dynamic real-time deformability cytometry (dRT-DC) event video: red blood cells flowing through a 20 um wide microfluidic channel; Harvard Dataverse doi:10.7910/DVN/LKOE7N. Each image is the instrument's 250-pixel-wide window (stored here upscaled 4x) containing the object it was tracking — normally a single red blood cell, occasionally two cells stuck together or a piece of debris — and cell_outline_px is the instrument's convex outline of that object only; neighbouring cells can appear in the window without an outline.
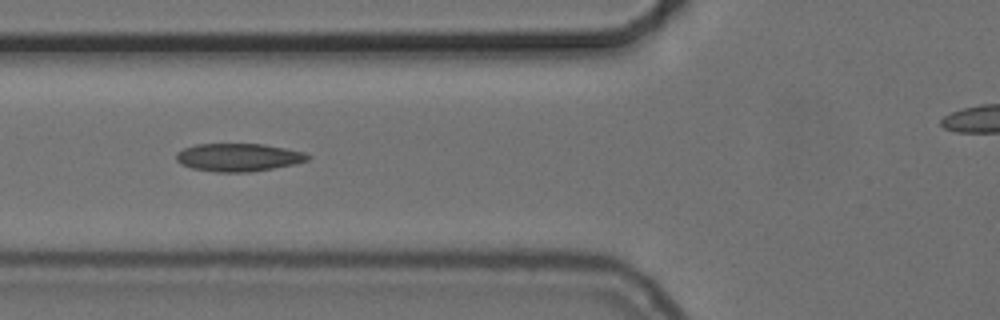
{"species": "common noctule bat (a hibernating species)", "species_latin": "Nyctalus noctula", "temperature_condition": "cold", "stored_images_in_passage": 35, "camera_frame_rate_fps": 3000, "um_per_image_px": 0.085, "animal": {"sex": "female", "body_mass_g": 24.6, "forearm_length_mm": 56.2}, "frame": {"image": 1, "passage_image": 6, "time_ms": 1.667, "image_size_px": [1000, 320], "cell_outline_px": [[312, 156], [308, 160], [292, 164], [252, 172], [216, 172], [192, 168], [180, 164], [176, 160], [176, 152], [184, 148], [196, 144], [264, 144], [304, 152]], "centroid_in_image_um": [20.24, 13.37], "position_along_channel_um": 105.6, "area_um2": 21.39}}
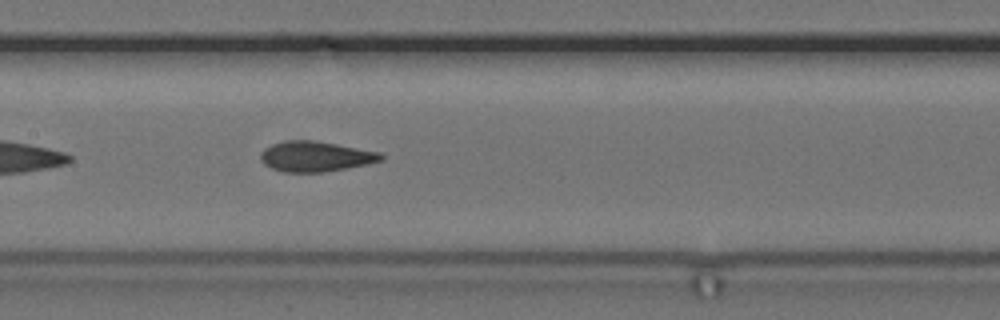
{"frame": {"image": 2, "passage_image": 12, "time_ms": 3.667, "image_size_px": [1000, 320], "cell_outline_px": [[384, 160], [368, 164], [324, 172], [284, 172], [272, 168], [264, 164], [260, 160], [260, 152], [264, 148], [272, 144], [284, 140], [312, 140], [336, 144], [380, 152], [384, 156]], "centroid_in_image_um": [26.81, 13.3], "position_along_channel_um": 180.6, "area_um2": 21.33}}
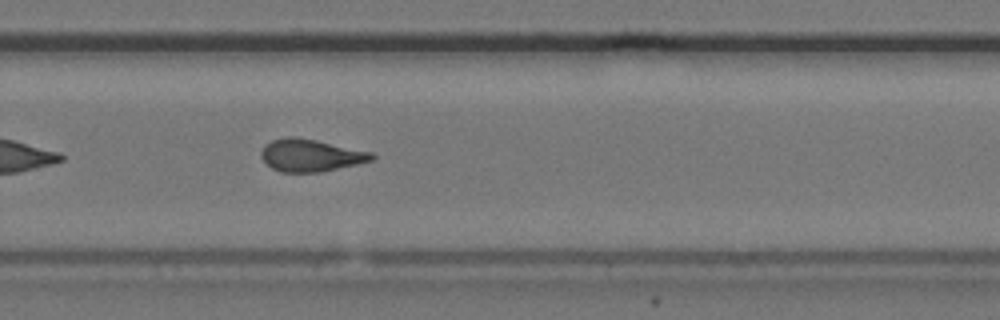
{"frame": {"image": 3, "passage_image": 22, "time_ms": 7.0, "image_size_px": [1000, 320], "cell_outline_px": [[376, 156], [372, 160], [356, 164], [320, 172], [280, 172], [272, 168], [260, 156], [260, 152], [264, 144], [272, 140], [288, 136], [292, 136], [316, 140], [372, 152]], "centroid_in_image_um": [26.38, 13.2], "position_along_channel_um": 303.4, "area_um2": 20.75}, "authors_computed_cell_mechanics": {"area_um2": 21.0392, "velocity_mm_per_s": 3.7094, "shape_relaxation_time_tau1_ms": 7.301, "shape_relaxation_time_tau2_ms": 2.5631, "deformation_change_tau1": 0.1634, "deformation_change_tau2": 0.1043}}